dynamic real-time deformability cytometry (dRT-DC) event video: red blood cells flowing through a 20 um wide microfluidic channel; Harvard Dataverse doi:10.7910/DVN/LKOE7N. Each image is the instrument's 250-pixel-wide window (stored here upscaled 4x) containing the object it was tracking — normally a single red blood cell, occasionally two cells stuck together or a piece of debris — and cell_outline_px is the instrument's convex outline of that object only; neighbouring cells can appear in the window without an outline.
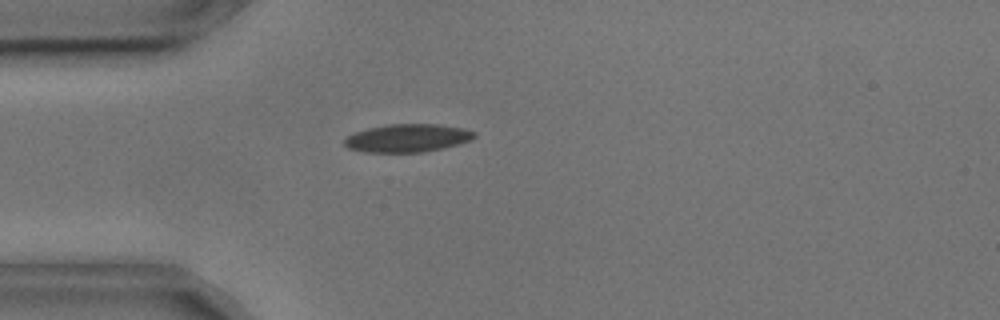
{"species": "common noctule bat (a hibernating species)", "species_latin": "Nyctalus noctula", "temperature_condition": "cold", "stored_images_in_passage": 24, "camera_frame_rate_fps": 3000, "um_per_image_px": 0.085, "animal": {"sex": "male", "body_mass_g": 17.9, "forearm_length_mm": 54.2}, "frame": {"image": 1, "passage_image": 4, "time_ms": 1.0, "image_size_px": [1000, 320], "cell_outline_px": [[476, 136], [472, 140], [460, 144], [444, 148], [424, 152], [364, 152], [348, 148], [344, 144], [344, 140], [348, 136], [356, 132], [368, 128], [388, 124], [440, 124], [464, 128], [476, 132]], "centroid_in_image_um": [34.69, 11.73], "position_along_channel_um": 50.3, "area_um2": 21.39}}